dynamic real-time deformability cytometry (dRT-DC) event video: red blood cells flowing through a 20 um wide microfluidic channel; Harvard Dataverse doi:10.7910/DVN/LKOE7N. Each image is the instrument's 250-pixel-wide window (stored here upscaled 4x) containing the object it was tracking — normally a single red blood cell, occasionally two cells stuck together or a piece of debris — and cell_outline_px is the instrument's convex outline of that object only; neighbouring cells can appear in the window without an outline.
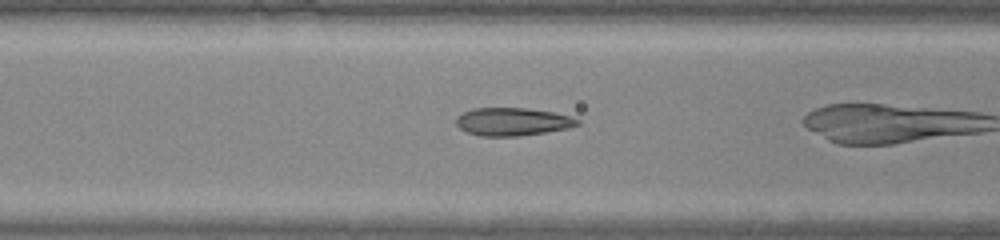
{"species": "common noctule bat (a hibernating species)", "species_latin": "Nyctalus noctula", "temperature_condition": "warm", "stored_images_in_passage": 17, "camera_frame_rate_fps": 3000, "um_per_image_px": 0.085, "animal": {"sex": "male", "body_mass_g": 20.0, "forearm_length_mm": 53.3}, "frame": {"image": 1, "passage_image": 15, "time_ms": 4.667, "image_size_px": [1000, 240], "cell_outline_px": [[580, 124], [568, 128], [544, 132], [516, 136], [480, 136], [468, 132], [460, 128], [456, 124], [456, 116], [472, 108], [528, 108], [552, 112], [568, 116], [580, 120]], "centroid_in_image_um": [43.54, 10.34], "position_along_channel_um": 123.1, "area_um2": 19.59}}